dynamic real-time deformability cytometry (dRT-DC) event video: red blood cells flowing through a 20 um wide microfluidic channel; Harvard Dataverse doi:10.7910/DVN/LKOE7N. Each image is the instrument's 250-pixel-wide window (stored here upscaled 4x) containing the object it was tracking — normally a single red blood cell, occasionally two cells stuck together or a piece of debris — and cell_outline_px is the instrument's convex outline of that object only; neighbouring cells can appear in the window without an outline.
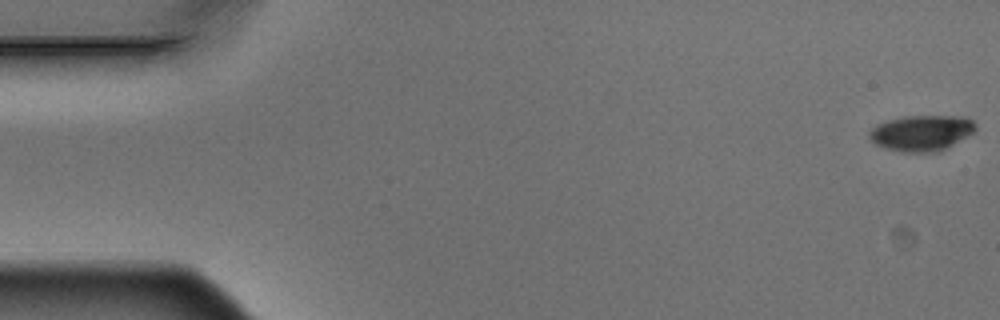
{"species": "Egyptian fruit bat (a non-hibernating species)", "species_latin": "Rousettus aegyptiacus", "temperature_condition": "warm", "stored_images_in_passage": 5, "camera_frame_rate_fps": 3000, "um_per_image_px": 0.085, "animal": {"sex": "male"}, "frame": {"image": 1, "passage_image": 1, "time_ms": 0.0, "image_size_px": [1000, 320], "cell_outline_px": [[976, 128], [972, 132], [952, 144], [936, 152], [900, 152], [876, 144], [868, 136], [868, 132], [876, 124], [888, 120], [904, 116], [964, 116], [972, 120], [976, 124]], "centroid_in_image_um": [78.3, 11.28], "position_along_channel_um": 6.7, "area_um2": 21.85}}
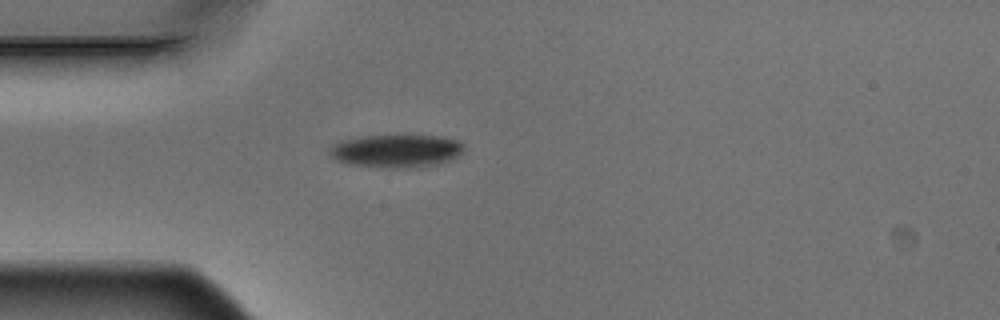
{"frame": {"image": 2, "passage_image": 5, "time_ms": 1.333, "image_size_px": [1000, 320], "cell_outline_px": [[464, 152], [452, 160], [440, 164], [412, 168], [384, 168], [352, 164], [336, 160], [328, 156], [328, 148], [332, 144], [340, 140], [364, 136], [440, 136], [460, 140], [464, 144]], "centroid_in_image_um": [33.7, 12.84], "position_along_channel_um": 51.3, "area_um2": 26.3}}